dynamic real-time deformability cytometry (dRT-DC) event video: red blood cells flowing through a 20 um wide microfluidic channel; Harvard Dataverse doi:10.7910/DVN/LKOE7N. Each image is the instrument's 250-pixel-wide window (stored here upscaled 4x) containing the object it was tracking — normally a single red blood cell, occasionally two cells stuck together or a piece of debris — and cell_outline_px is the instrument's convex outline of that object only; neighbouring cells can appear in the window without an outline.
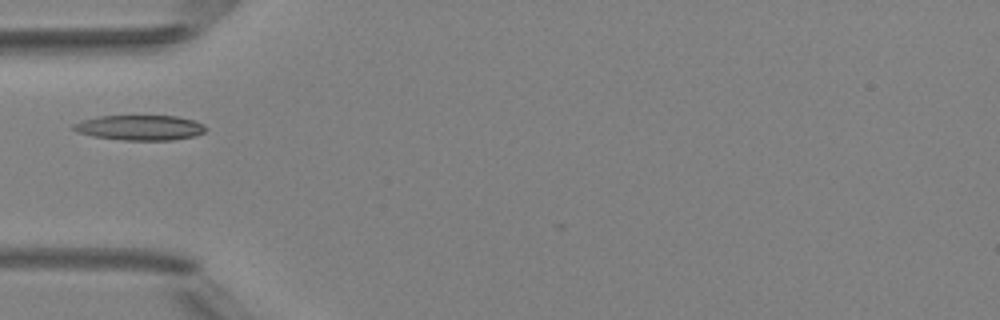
{"species": "Egyptian fruit bat (a non-hibernating species)", "species_latin": "Rousettus aegyptiacus", "temperature_condition": "room temperature", "stored_images_in_passage": 4, "camera_frame_rate_fps": 3000, "um_per_image_px": 0.085, "animal": {"sex": "female"}, "frame": {"image": 1, "passage_image": 4, "time_ms": 4.333, "image_size_px": [1000, 320], "cell_outline_px": [[208, 128], [204, 132], [192, 136], [172, 140], [124, 140], [92, 136], [76, 132], [72, 128], [72, 124], [80, 120], [96, 116], [176, 116], [192, 120], [204, 124]], "centroid_in_image_um": [11.85, 10.84], "position_along_channel_um": 73.2, "area_um2": 19.42}}